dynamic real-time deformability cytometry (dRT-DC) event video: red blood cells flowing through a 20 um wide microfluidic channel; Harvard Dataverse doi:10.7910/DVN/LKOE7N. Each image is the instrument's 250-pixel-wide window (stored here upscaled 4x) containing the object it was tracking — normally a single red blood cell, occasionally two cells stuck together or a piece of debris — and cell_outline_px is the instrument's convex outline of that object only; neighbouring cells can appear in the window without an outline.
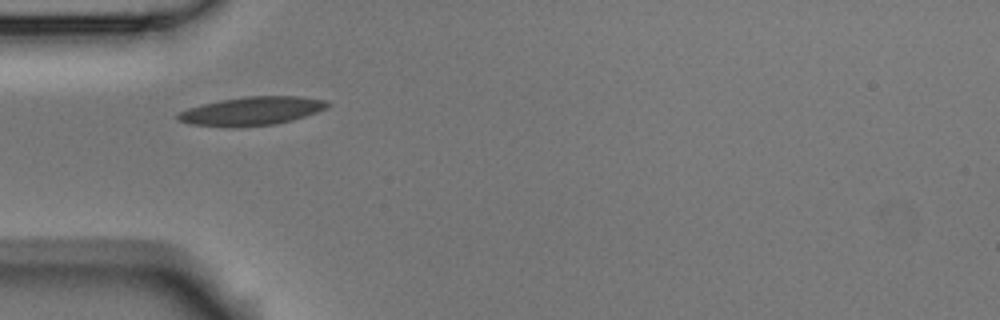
{"species": "Egyptian fruit bat (a non-hibernating species)", "species_latin": "Rousettus aegyptiacus", "temperature_condition": "room temperature", "stored_images_in_passage": 31, "camera_frame_rate_fps": 3000, "um_per_image_px": 0.085, "animal": {"sex": "male"}, "frame": {"image": 1, "passage_image": 1, "time_ms": 0.0, "image_size_px": [1000, 320], "cell_outline_px": [[332, 104], [328, 108], [292, 120], [272, 124], [232, 128], [188, 124], [176, 120], [176, 116], [180, 112], [188, 108], [220, 100], [244, 96], [300, 96], [328, 100]], "centroid_in_image_um": [21.4, 9.44], "position_along_channel_um": 63.6, "area_um2": 25.09}}
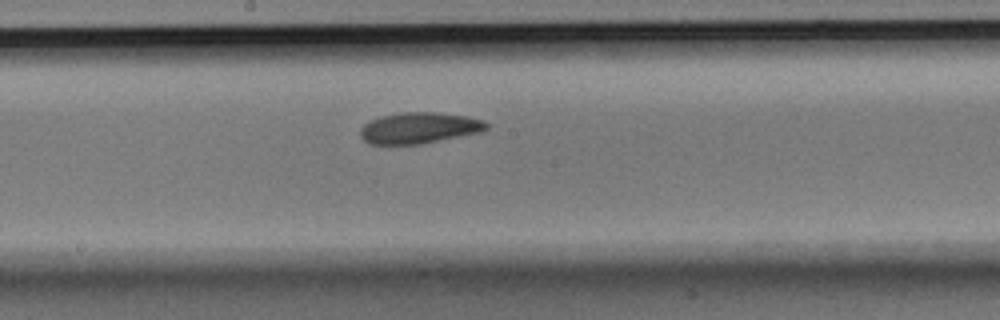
{"frame": {"image": 2, "passage_image": 13, "time_ms": 4.0, "image_size_px": [1000, 320], "cell_outline_px": [[488, 128], [480, 132], [420, 144], [368, 144], [360, 136], [360, 128], [368, 120], [380, 116], [400, 112], [436, 112], [468, 116], [484, 120], [488, 124]], "centroid_in_image_um": [35.6, 10.86], "position_along_channel_um": 212.6, "area_um2": 23.0}}
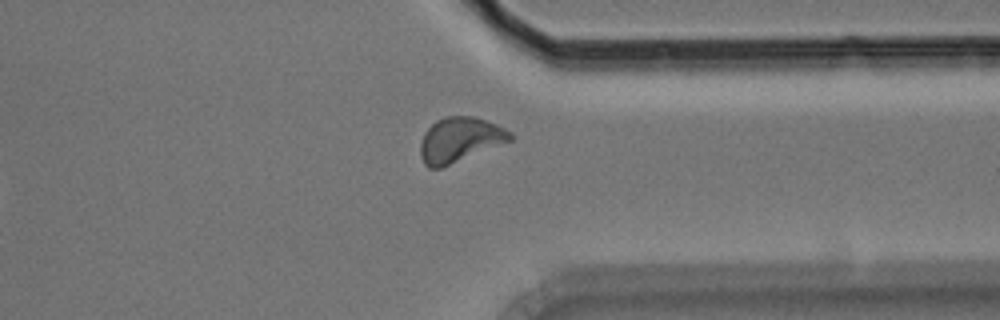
{"frame": {"image": 3, "passage_image": 26, "time_ms": 8.333, "image_size_px": [1000, 320], "cell_outline_px": [[516, 136], [512, 140], [440, 168], [428, 168], [424, 164], [420, 156], [420, 144], [424, 132], [436, 120], [444, 116], [472, 116], [496, 124], [512, 132]], "centroid_in_image_um": [39.07, 11.87], "position_along_channel_um": 372.3, "area_um2": 23.41}, "authors_computed_cell_mechanics": {"area_um2": 22.6576, "velocity_mm_per_s": 3.7352, "shape_relaxation_time_tau1_ms": 5.0598, "shape_relaxation_time_tau2_ms": 3.7644, "deformation_change_tau1": 0.1321, "deformation_change_tau2": 0.0878}}